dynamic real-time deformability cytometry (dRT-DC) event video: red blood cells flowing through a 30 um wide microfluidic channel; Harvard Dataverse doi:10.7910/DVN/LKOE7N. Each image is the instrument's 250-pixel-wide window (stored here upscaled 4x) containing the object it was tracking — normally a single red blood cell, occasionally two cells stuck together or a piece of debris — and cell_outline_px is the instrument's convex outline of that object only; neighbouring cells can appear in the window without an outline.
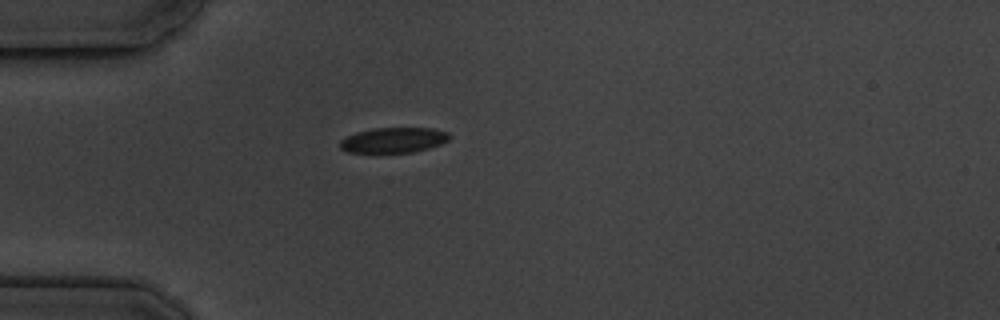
{"species": "common noctule bat (a hibernating species)", "species_latin": "Nyctalus noctula", "temperature_condition": "cold", "stored_images_in_passage": 1, "camera_frame_rate_fps": 3000, "um_per_image_px": 0.085, "animal": {"sex": "male", "body_mass_g": 19.5, "forearm_length_mm": 54.6}, "frame": {"image": 1, "passage_image": 1, "time_ms": 0.0, "image_size_px": [1000, 320], "cell_outline_px": [[452, 136], [448, 140], [440, 144], [428, 148], [412, 152], [348, 152], [340, 148], [340, 140], [356, 132], [376, 128], [432, 128], [448, 132]], "centroid_in_image_um": [33.47, 11.9], "position_along_channel_um": 51.5, "area_um2": 15.95}}